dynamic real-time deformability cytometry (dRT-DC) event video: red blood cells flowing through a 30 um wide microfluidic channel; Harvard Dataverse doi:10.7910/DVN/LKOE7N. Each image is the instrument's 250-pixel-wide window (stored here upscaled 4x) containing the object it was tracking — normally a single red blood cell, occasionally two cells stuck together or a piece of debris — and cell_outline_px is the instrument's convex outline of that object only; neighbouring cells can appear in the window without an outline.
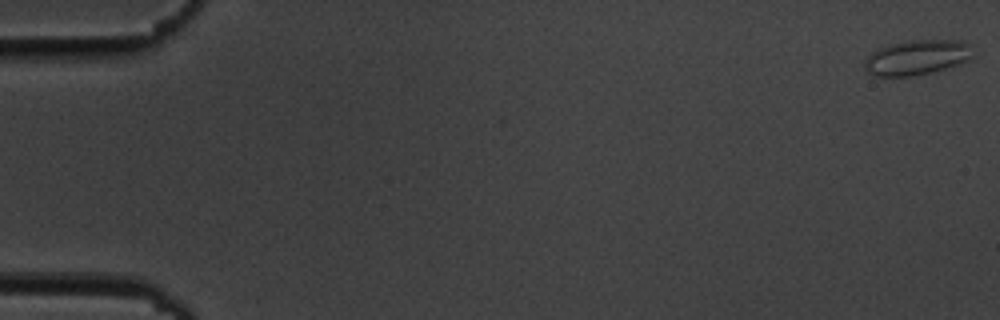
{"species": "common noctule bat (a hibernating species)", "species_latin": "Nyctalus noctula", "temperature_condition": "cold", "stored_images_in_passage": 55, "camera_frame_rate_fps": 3000, "um_per_image_px": 0.085, "animal": {"sex": "male", "body_mass_g": 19.5, "forearm_length_mm": 54.6}, "frame": {"image": 1, "passage_image": 1, "time_ms": 0.0, "image_size_px": [1000, 320], "cell_outline_px": [[972, 56], [956, 64], [932, 72], [908, 76], [876, 76], [868, 72], [864, 68], [864, 60], [872, 52], [880, 48], [892, 44], [912, 40], [964, 40], [968, 44]], "centroid_in_image_um": [77.88, 4.88], "position_along_channel_um": 7.1, "area_um2": 21.56}}
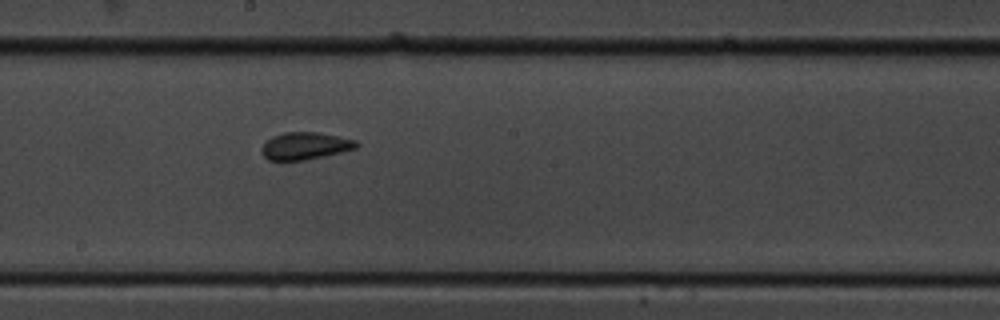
{"frame": {"image": 2, "passage_image": 31, "time_ms": 10.0, "image_size_px": [1000, 320], "cell_outline_px": [[360, 144], [356, 148], [324, 156], [304, 160], [268, 160], [260, 152], [260, 148], [272, 136], [284, 132], [316, 132], [356, 140]], "centroid_in_image_um": [25.91, 12.4], "position_along_channel_um": 222.3, "area_um2": 14.97}}
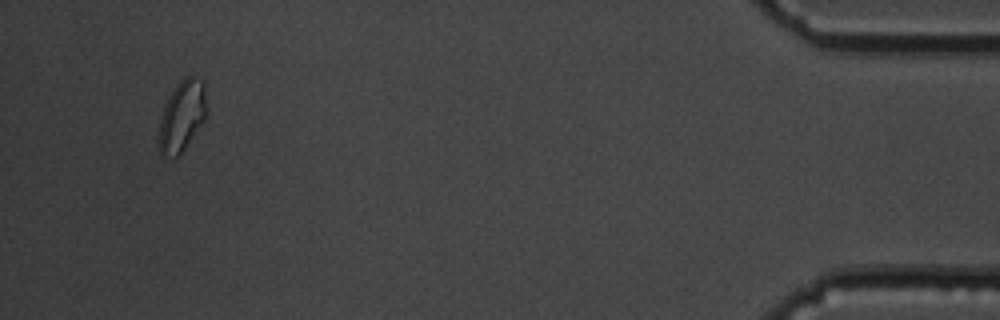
{"frame": {"image": 3, "passage_image": 53, "time_ms": 17.333, "image_size_px": [1000, 320], "cell_outline_px": [[208, 116], [184, 148], [172, 160], [160, 156], [160, 116], [164, 104], [168, 96], [176, 84], [184, 76], [192, 76], [204, 80], [208, 108]], "centroid_in_image_um": [15.5, 9.82], "position_along_channel_um": 419.7, "area_um2": 20.17}, "authors_computed_cell_mechanics": {"area_um2": 15.3748, "velocity_mm_per_s": 3.6526, "shape_relaxation_time_tau1_ms": 5.2691, "shape_relaxation_time_tau2_ms": 1.0582, "deformation_change_tau1": 0.0672, "deformation_change_tau2": 0.0473}}